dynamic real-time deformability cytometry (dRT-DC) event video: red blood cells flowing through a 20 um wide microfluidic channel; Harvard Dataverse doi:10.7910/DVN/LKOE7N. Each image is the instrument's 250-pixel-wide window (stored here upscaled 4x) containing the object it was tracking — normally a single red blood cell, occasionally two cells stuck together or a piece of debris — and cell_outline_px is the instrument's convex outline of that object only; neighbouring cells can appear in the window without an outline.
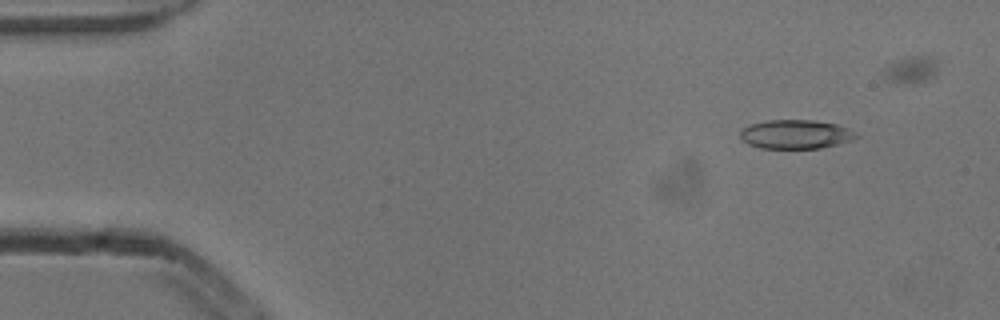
{"species": "common noctule bat (a hibernating species)", "species_latin": "Nyctalus noctula", "temperature_condition": "cold", "stored_images_in_passage": 4, "camera_frame_rate_fps": 3000, "um_per_image_px": 0.085, "animal": {"sex": "male", "body_mass_g": 13.3}, "frame": {"image": 1, "passage_image": 1, "time_ms": 0.0, "image_size_px": [1000, 320], "cell_outline_px": [[860, 136], [852, 140], [820, 148], [760, 148], [748, 144], [740, 140], [740, 132], [744, 128], [752, 124], [768, 120], [812, 120], [836, 124], [848, 128], [856, 132]], "centroid_in_image_um": [67.64, 11.41], "position_along_channel_um": 17.4, "area_um2": 19.54}}
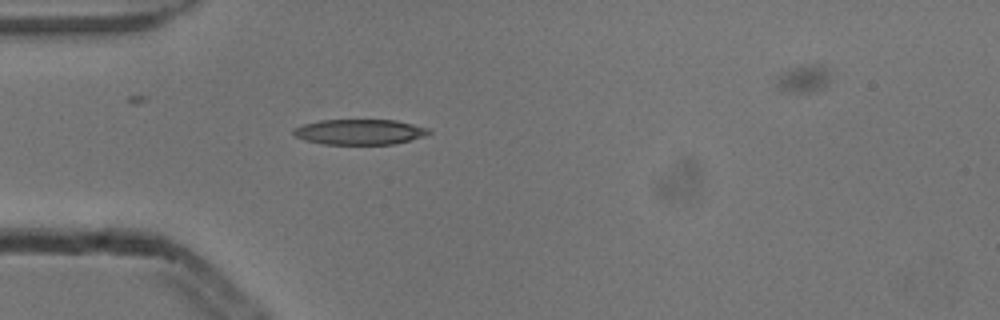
{"frame": {"image": 2, "passage_image": 3, "time_ms": 0.667, "image_size_px": [1000, 320], "cell_outline_px": [[432, 132], [424, 136], [392, 144], [324, 144], [304, 140], [296, 136], [292, 132], [292, 128], [304, 124], [320, 120], [396, 120], [428, 128]], "centroid_in_image_um": [30.54, 11.21], "position_along_channel_um": 54.5, "area_um2": 19.88}}